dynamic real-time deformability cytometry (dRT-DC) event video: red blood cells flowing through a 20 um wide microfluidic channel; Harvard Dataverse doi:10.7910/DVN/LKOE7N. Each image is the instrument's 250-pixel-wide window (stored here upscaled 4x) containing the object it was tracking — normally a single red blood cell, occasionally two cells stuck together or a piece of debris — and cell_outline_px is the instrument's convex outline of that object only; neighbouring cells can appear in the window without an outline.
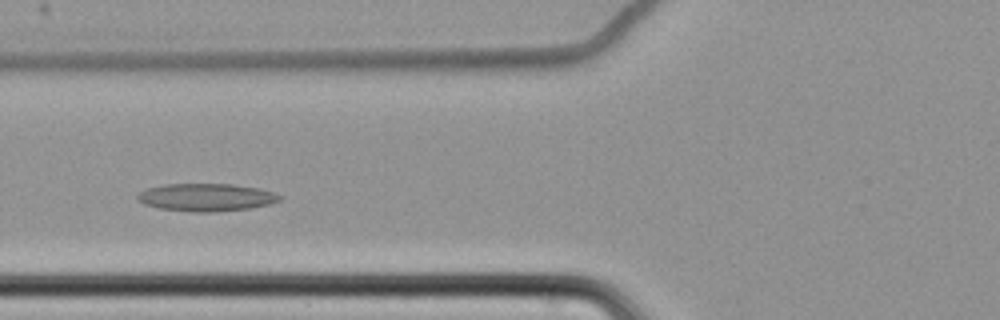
{"species": "common noctule bat (a hibernating species)", "species_latin": "Nyctalus noctula", "temperature_condition": "cold", "stored_images_in_passage": 54, "camera_frame_rate_fps": 3000, "um_per_image_px": 0.085, "animal": {"sex": "female", "body_mass_g": 22.7, "forearm_length_mm": 54.2}, "frame": {"image": 1, "passage_image": 18, "time_ms": 5.667, "image_size_px": [1000, 320], "cell_outline_px": [[284, 196], [280, 200], [268, 204], [248, 208], [216, 212], [192, 212], [160, 208], [144, 204], [136, 200], [136, 196], [140, 192], [148, 188], [164, 184], [232, 184], [260, 188]], "centroid_in_image_um": [17.52, 16.77], "position_along_channel_um": 108.3, "area_um2": 22.95}}
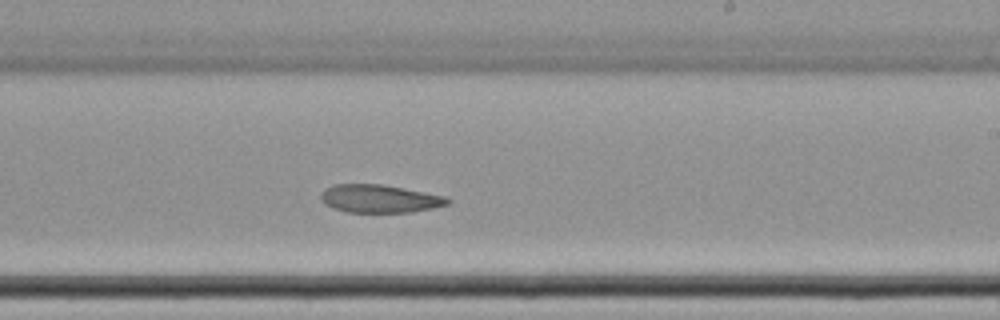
{"frame": {"image": 2, "passage_image": 31, "time_ms": 10.0, "image_size_px": [1000, 320], "cell_outline_px": [[452, 200], [448, 204], [432, 208], [412, 212], [348, 212], [324, 204], [320, 200], [320, 192], [324, 188], [332, 184], [384, 184], [444, 196]], "centroid_in_image_um": [32.22, 16.87], "position_along_channel_um": 256.8, "area_um2": 20.75}}
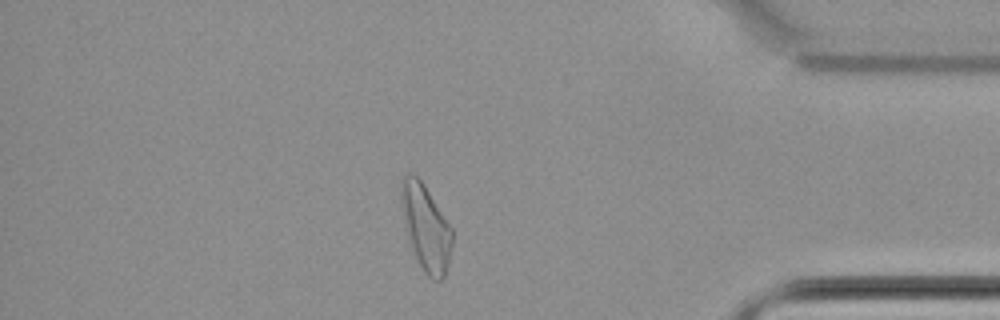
{"frame": {"image": 3, "passage_image": 46, "time_ms": 15.0, "image_size_px": [1000, 320], "cell_outline_px": [[452, 244], [448, 264], [444, 276], [440, 280], [432, 280], [424, 272], [416, 256], [408, 232], [404, 208], [400, 180], [408, 172], [416, 176], [424, 184], [452, 228]], "centroid_in_image_um": [36.25, 19.34], "position_along_channel_um": 398.9, "area_um2": 24.33}}